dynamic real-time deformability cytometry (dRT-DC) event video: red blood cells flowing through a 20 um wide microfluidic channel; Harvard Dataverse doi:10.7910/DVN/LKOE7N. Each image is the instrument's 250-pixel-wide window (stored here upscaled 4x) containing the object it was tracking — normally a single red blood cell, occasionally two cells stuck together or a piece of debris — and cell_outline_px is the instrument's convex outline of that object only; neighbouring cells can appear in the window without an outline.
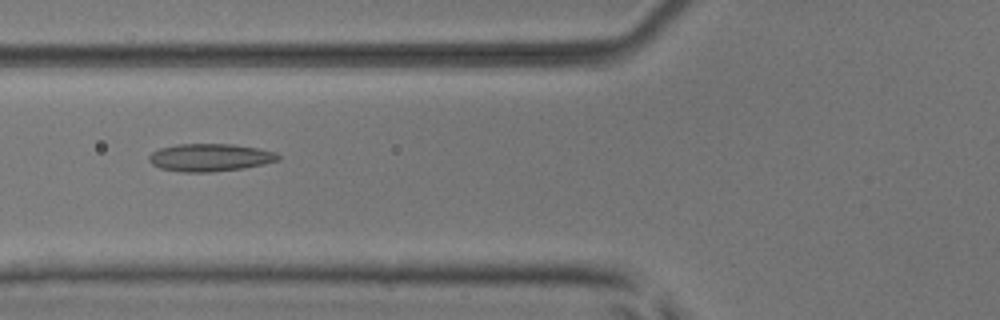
{"species": "common noctule bat (a hibernating species)", "species_latin": "Nyctalus noctula", "temperature_condition": "room temperature", "stored_images_in_passage": 53, "camera_frame_rate_fps": 3000, "um_per_image_px": 0.085, "animal": {"sex": "male", "body_mass_g": 17.9, "forearm_length_mm": 54.2}, "frame": {"image": 1, "passage_image": 21, "time_ms": 6.667, "image_size_px": [1000, 320], "cell_outline_px": [[280, 160], [264, 164], [244, 168], [212, 172], [180, 172], [160, 168], [152, 164], [148, 160], [148, 156], [152, 152], [160, 148], [176, 144], [232, 144], [256, 148], [276, 152], [280, 156]], "centroid_in_image_um": [17.84, 13.39], "position_along_channel_um": 108.0, "area_um2": 20.92}}
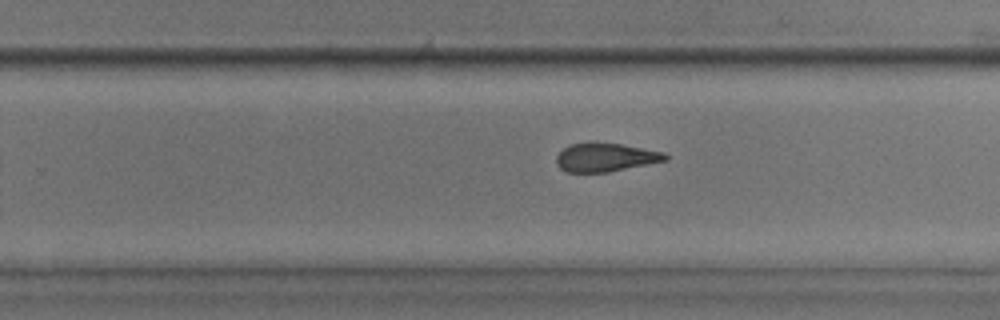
{"frame": {"image": 2, "passage_image": 34, "time_ms": 11.0, "image_size_px": [1000, 320], "cell_outline_px": [[668, 160], [608, 172], [564, 172], [556, 164], [556, 156], [564, 148], [572, 144], [588, 140], [592, 140], [620, 144], [664, 152], [668, 156]], "centroid_in_image_um": [51.43, 13.35], "position_along_channel_um": 278.4, "area_um2": 18.44}}
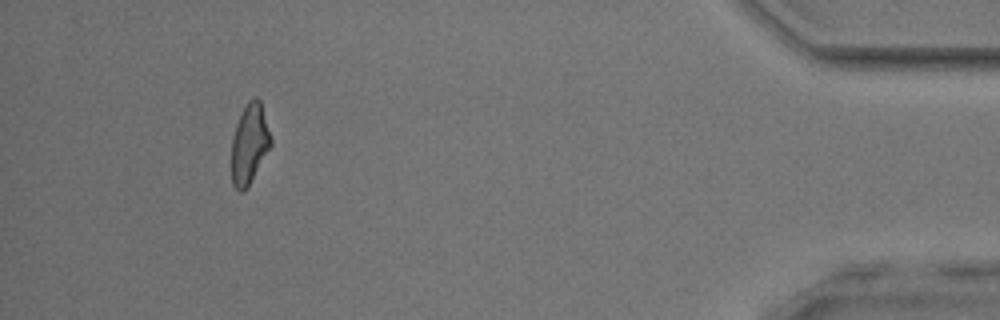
{"frame": {"image": 3, "passage_image": 49, "time_ms": 16.0, "image_size_px": [1000, 320], "cell_outline_px": [[272, 144], [248, 184], [240, 192], [232, 184], [232, 136], [236, 124], [248, 100], [256, 96], [260, 100], [272, 140]], "centroid_in_image_um": [21.2, 12.18], "position_along_channel_um": 414.0, "area_um2": 17.8}, "authors_computed_cell_mechanics": {"area_um2": 19.4208, "velocity_mm_per_s": 3.9491, "shape_relaxation_time_tau1_ms": null, "shape_relaxation_time_tau2_ms": 2.1908, "deformation_change_tau1": null, "deformation_change_tau2": 0.1156}}